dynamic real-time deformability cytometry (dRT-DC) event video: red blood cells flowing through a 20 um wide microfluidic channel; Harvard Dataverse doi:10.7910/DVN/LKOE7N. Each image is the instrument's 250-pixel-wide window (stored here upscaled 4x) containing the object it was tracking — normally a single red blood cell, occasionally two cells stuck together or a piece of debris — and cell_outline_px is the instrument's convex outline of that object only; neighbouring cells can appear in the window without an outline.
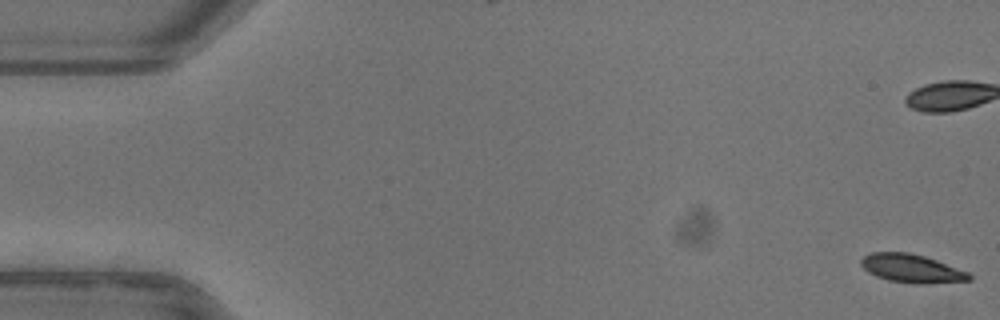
{"species": "common noctule bat (a hibernating species)", "species_latin": "Nyctalus noctula", "temperature_condition": "warm", "stored_images_in_passage": 54, "camera_frame_rate_fps": 3000, "um_per_image_px": 0.085, "animal": {"sex": "female"}, "frame": {"image": 1, "passage_image": 1, "time_ms": 0.0, "image_size_px": [1000, 320], "cell_outline_px": [[972, 280], [928, 284], [916, 284], [888, 280], [876, 276], [868, 272], [860, 264], [860, 260], [864, 256], [872, 252], [908, 252], [924, 256], [936, 260], [968, 272], [972, 276]], "centroid_in_image_um": [77.49, 22.82], "position_along_channel_um": 7.5, "area_um2": 17.92}}